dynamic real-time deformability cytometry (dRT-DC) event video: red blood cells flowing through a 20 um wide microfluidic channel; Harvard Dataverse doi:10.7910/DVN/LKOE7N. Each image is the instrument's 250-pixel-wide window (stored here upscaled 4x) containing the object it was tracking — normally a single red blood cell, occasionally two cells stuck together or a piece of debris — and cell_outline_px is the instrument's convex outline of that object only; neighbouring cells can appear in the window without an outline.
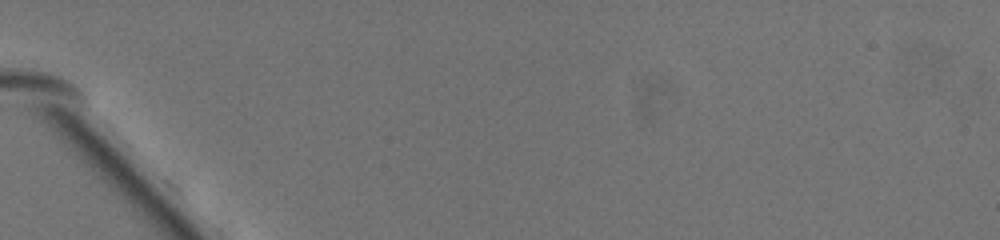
{"species": "common noctule bat (a hibernating species)", "species_latin": "Nyctalus noctula", "temperature_condition": "warm", "stored_images_in_passage": 1, "camera_frame_rate_fps": 3000, "um_per_image_px": 0.085, "animal": {"sex": "female", "body_mass_g": 19.5, "forearm_length_mm": 54.1}, "frame": {"image": 1, "passage_image": 1, "time_ms": 0.0, "image_size_px": [1000, 240], "cell_outline_px": [[276, 160], [256, 168], [240, 144], [236, 136], [232, 124], [236, 108], [252, 116], [264, 128], [276, 156]], "centroid_in_image_um": [21.52, 11.81], "position_along_channel_um": 63.5, "area_um2": 10.35}}